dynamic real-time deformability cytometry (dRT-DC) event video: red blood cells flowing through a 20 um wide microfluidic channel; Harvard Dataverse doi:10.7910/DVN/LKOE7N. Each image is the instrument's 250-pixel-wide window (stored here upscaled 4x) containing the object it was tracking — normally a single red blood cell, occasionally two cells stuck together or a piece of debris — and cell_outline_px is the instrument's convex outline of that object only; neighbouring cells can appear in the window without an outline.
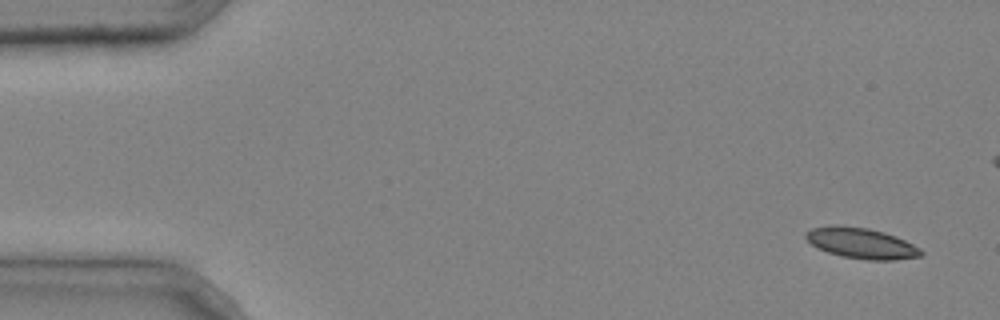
{"species": "common noctule bat (a hibernating species)", "species_latin": "Nyctalus noctula", "temperature_condition": "cold", "stored_images_in_passage": 7, "camera_frame_rate_fps": 3000, "um_per_image_px": 0.085, "animal": {"sex": "male", "body_mass_g": 20.4}, "frame": {"image": 1, "passage_image": 1, "time_ms": 0.0, "image_size_px": [1000, 320], "cell_outline_px": [[924, 252], [920, 256], [896, 260], [868, 260], [840, 256], [816, 248], [804, 236], [804, 232], [812, 228], [832, 224], [836, 224], [868, 228], [884, 232], [896, 236], [920, 248]], "centroid_in_image_um": [73.18, 20.66], "position_along_channel_um": 11.8, "area_um2": 20.81}}